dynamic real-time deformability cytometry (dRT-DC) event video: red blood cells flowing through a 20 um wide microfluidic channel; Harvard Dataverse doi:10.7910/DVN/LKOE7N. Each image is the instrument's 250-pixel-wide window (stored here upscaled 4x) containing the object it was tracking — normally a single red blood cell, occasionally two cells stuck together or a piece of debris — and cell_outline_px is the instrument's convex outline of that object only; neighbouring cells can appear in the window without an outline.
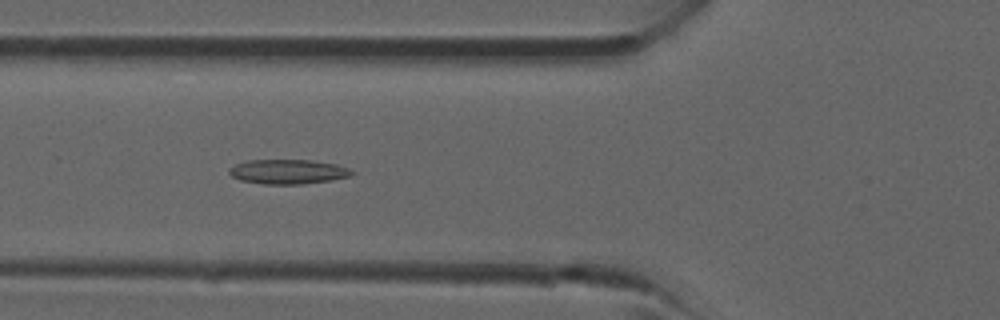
{"species": "common noctule bat (a hibernating species)", "species_latin": "Nyctalus noctula", "temperature_condition": "room temperature", "stored_images_in_passage": 41, "camera_frame_rate_fps": 3000, "um_per_image_px": 0.085, "animal": {"sex": "male", "forearm_length_mm": 52.5}, "frame": {"image": 1, "passage_image": 14, "time_ms": 4.333, "image_size_px": [1000, 320], "cell_outline_px": [[356, 172], [348, 176], [332, 180], [300, 184], [264, 184], [240, 180], [232, 176], [228, 172], [228, 168], [232, 164], [248, 160], [312, 160], [336, 164], [348, 168]], "centroid_in_image_um": [24.44, 14.58], "position_along_channel_um": 101.4, "area_um2": 17.63}}
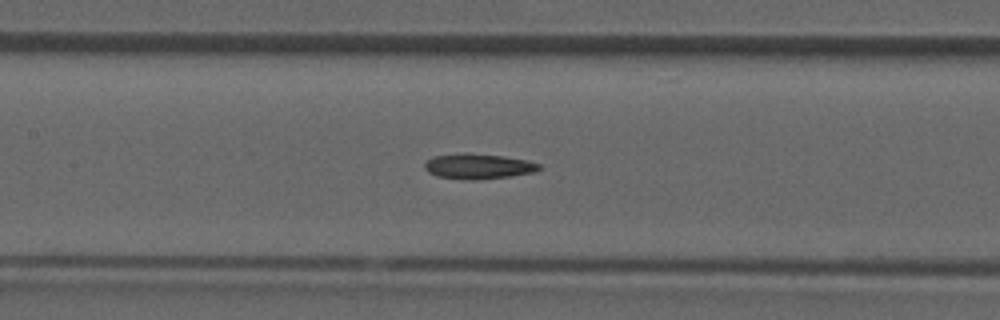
{"frame": {"image": 2, "passage_image": 18, "time_ms": 5.667, "image_size_px": [1000, 320], "cell_outline_px": [[540, 168], [536, 172], [508, 176], [476, 180], [464, 180], [436, 176], [428, 172], [424, 168], [424, 164], [432, 156], [464, 152], [468, 152], [504, 156], [528, 160], [540, 164]], "centroid_in_image_um": [40.63, 14.12], "position_along_channel_um": 166.8, "area_um2": 17.11}}
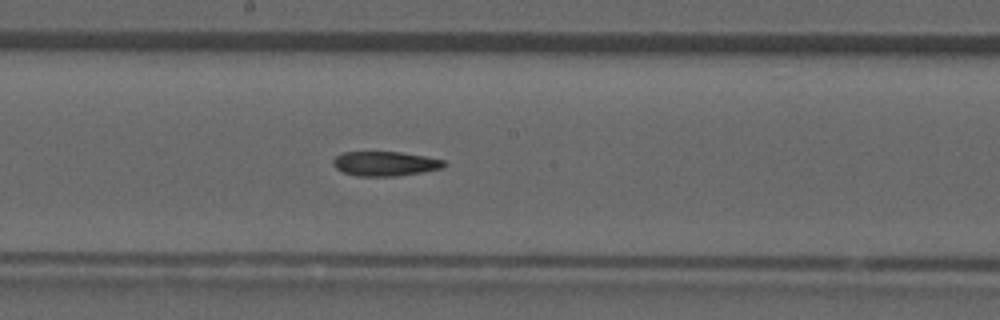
{"frame": {"image": 3, "passage_image": 21, "time_ms": 6.667, "image_size_px": [1000, 320], "cell_outline_px": [[448, 164], [444, 168], [396, 176], [356, 176], [344, 172], [336, 168], [332, 164], [332, 160], [340, 152], [400, 152], [424, 156], [444, 160]], "centroid_in_image_um": [32.72, 13.91], "position_along_channel_um": 215.5, "area_um2": 15.9}}